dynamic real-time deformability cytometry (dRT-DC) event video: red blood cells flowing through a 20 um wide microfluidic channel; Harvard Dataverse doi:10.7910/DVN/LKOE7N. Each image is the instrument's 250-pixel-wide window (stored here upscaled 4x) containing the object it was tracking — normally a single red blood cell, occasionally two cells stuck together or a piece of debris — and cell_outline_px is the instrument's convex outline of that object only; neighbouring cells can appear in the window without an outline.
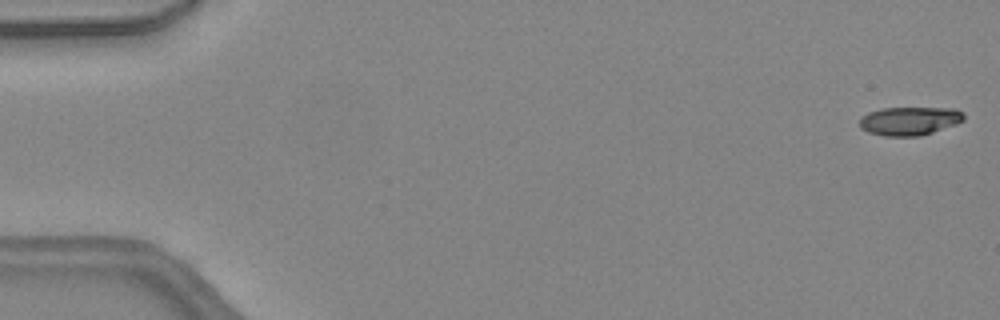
{"species": "common noctule bat (a hibernating species)", "species_latin": "Nyctalus noctula", "temperature_condition": "warm", "stored_images_in_passage": 5, "camera_frame_rate_fps": 3000, "um_per_image_px": 0.085, "animal": {"sex": "female", "body_mass_g": 24.6, "forearm_length_mm": 56.2}, "frame": {"image": 1, "passage_image": 1, "time_ms": 0.0, "image_size_px": [1000, 320], "cell_outline_px": [[964, 120], [956, 124], [920, 136], [884, 136], [868, 132], [860, 128], [860, 116], [868, 112], [880, 108], [956, 108], [964, 112]], "centroid_in_image_um": [77.3, 10.27], "position_along_channel_um": 7.7, "area_um2": 17.46}}